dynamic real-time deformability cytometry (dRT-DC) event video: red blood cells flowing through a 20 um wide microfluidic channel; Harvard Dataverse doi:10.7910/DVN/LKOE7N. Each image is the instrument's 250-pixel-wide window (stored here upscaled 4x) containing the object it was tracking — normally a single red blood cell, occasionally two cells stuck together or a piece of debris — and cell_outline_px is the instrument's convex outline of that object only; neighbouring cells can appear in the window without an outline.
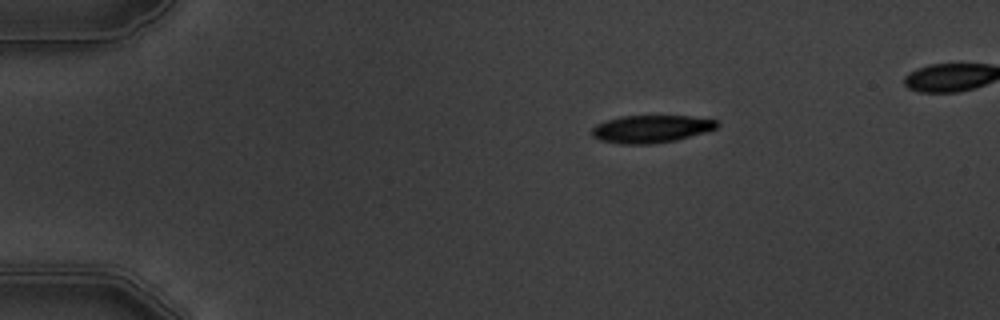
{"species": "common noctule bat (a hibernating species)", "species_latin": "Nyctalus noctula", "temperature_condition": "warm", "stored_images_in_passage": 4, "camera_frame_rate_fps": 3000, "um_per_image_px": 0.085, "animal": {"sex": "male", "body_mass_g": 19.5, "forearm_length_mm": 54.6}, "frame": {"image": 1, "passage_image": 1, "time_ms": 0.0, "image_size_px": [1000, 320], "cell_outline_px": [[720, 124], [716, 128], [704, 132], [676, 140], [652, 144], [620, 144], [600, 140], [592, 136], [592, 128], [596, 124], [620, 116], [688, 116], [716, 120]], "centroid_in_image_um": [55.32, 10.96], "position_along_channel_um": 29.7, "area_um2": 20.0}}